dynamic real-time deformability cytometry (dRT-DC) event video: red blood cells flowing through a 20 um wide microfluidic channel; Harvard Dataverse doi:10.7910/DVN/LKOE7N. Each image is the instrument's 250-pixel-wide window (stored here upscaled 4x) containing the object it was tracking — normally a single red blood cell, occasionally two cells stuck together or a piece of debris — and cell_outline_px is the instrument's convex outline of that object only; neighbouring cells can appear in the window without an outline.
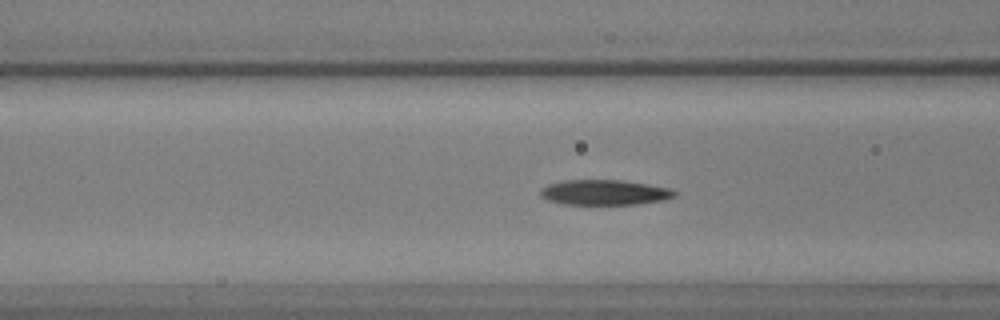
{"species": "common noctule bat (a hibernating species)", "species_latin": "Nyctalus noctula", "temperature_condition": "warm", "stored_images_in_passage": 59, "camera_frame_rate_fps": 3000, "um_per_image_px": 0.085, "animal": {"sex": "male", "body_mass_g": 17.9, "forearm_length_mm": 54.2}, "frame": {"image": 1, "passage_image": 22, "time_ms": 7.0, "image_size_px": [1000, 320], "cell_outline_px": [[676, 196], [664, 200], [636, 204], [564, 204], [548, 200], [540, 196], [540, 188], [548, 184], [564, 180], [620, 180], [648, 184], [672, 188], [676, 192]], "centroid_in_image_um": [51.39, 16.35], "position_along_channel_um": 115.2, "area_um2": 19.77}}
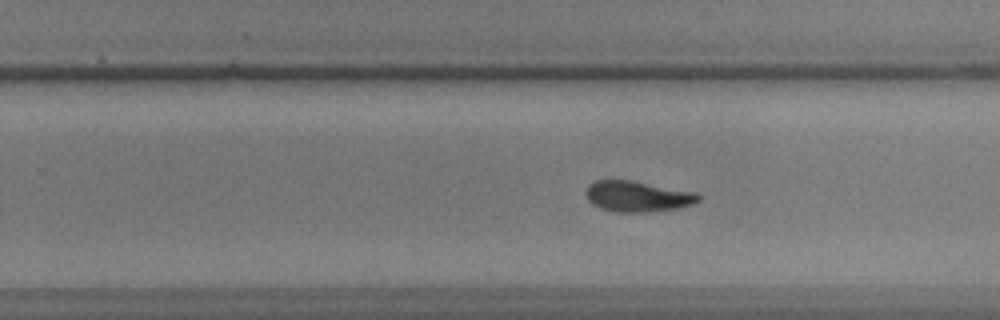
{"frame": {"image": 2, "passage_image": 36, "time_ms": 11.667, "image_size_px": [1000, 320], "cell_outline_px": [[700, 200], [696, 204], [680, 208], [644, 212], [616, 212], [600, 208], [592, 204], [588, 200], [584, 192], [588, 184], [596, 180], [632, 180], [696, 192], [700, 196]], "centroid_in_image_um": [54.19, 16.69], "position_along_channel_um": 275.6, "area_um2": 20.46}}
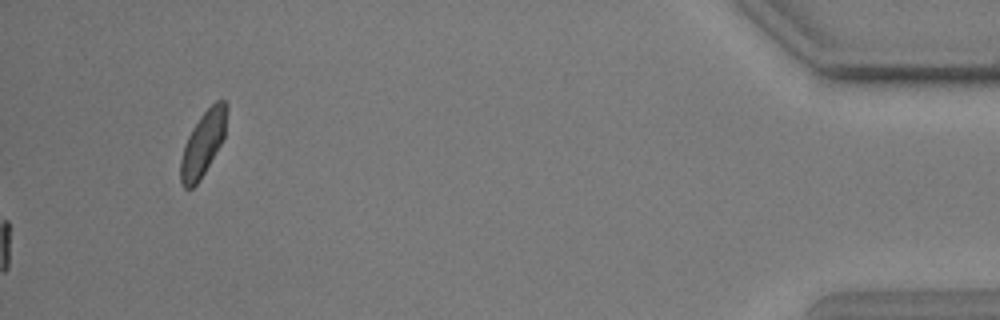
{"frame": {"image": 3, "passage_image": 59, "time_ms": 19.333, "image_size_px": [1000, 320], "cell_outline_px": [[228, 108], [224, 136], [220, 144], [200, 180], [192, 188], [184, 188], [180, 184], [180, 160], [184, 144], [192, 128], [200, 116], [216, 100], [224, 100], [228, 104]], "centroid_in_image_um": [17.24, 12.2], "position_along_channel_um": 418.0, "area_um2": 17.34}}